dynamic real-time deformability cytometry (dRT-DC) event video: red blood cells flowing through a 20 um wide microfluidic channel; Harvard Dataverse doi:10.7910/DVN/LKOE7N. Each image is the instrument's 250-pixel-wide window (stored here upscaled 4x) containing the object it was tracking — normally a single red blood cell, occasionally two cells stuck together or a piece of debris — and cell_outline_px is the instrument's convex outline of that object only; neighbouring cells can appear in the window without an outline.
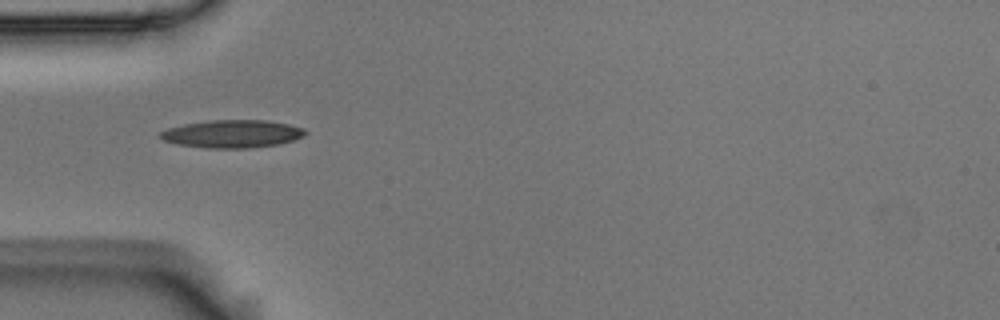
{"species": "Egyptian fruit bat (a non-hibernating species)", "species_latin": "Rousettus aegyptiacus", "temperature_condition": "room temperature", "stored_images_in_passage": 11, "camera_frame_rate_fps": 3000, "um_per_image_px": 0.085, "animal": {"sex": "male"}, "frame": {"image": 1, "passage_image": 1, "time_ms": 0.0, "image_size_px": [1000, 320], "cell_outline_px": [[308, 132], [304, 136], [292, 140], [276, 144], [248, 148], [208, 148], [180, 144], [164, 140], [156, 136], [160, 132], [168, 128], [184, 124], [208, 120], [268, 120], [288, 124], [304, 128]], "centroid_in_image_um": [19.74, 11.36], "position_along_channel_um": 65.3, "area_um2": 23.41}}
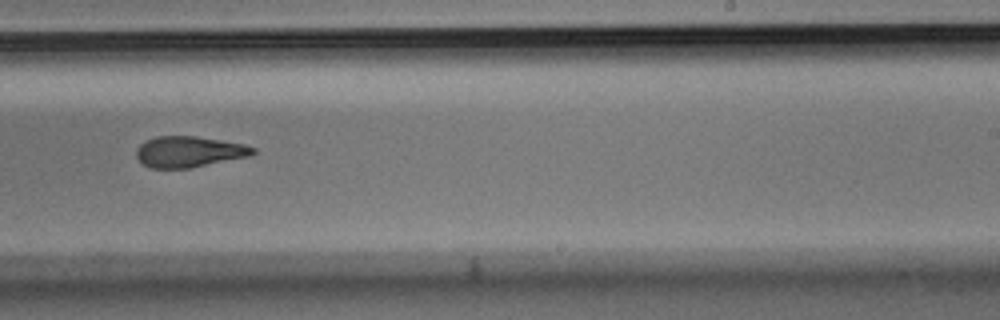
{"frame": {"image": 2, "passage_image": 6, "time_ms": 1.667, "image_size_px": [1000, 320], "cell_outline_px": [[256, 152], [252, 156], [188, 168], [152, 168], [144, 164], [136, 156], [136, 148], [144, 140], [156, 136], [196, 136], [244, 144], [256, 148]], "centroid_in_image_um": [16.08, 12.89], "position_along_channel_um": 272.9, "area_um2": 21.1}}
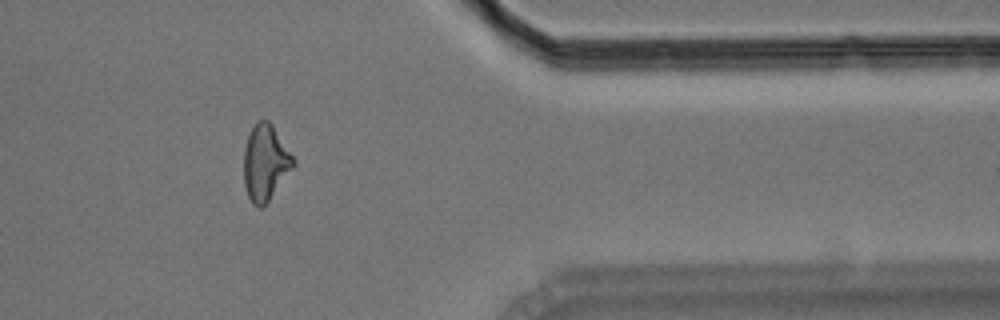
{"frame": {"image": 3, "passage_image": 9, "time_ms": 2.667, "image_size_px": [1000, 320], "cell_outline_px": [[296, 164], [268, 200], [260, 208], [256, 208], [252, 204], [248, 196], [244, 184], [244, 148], [248, 136], [256, 120], [268, 120], [272, 124], [296, 160]], "centroid_in_image_um": [22.55, 13.81], "position_along_channel_um": 388.8, "area_um2": 21.79}}